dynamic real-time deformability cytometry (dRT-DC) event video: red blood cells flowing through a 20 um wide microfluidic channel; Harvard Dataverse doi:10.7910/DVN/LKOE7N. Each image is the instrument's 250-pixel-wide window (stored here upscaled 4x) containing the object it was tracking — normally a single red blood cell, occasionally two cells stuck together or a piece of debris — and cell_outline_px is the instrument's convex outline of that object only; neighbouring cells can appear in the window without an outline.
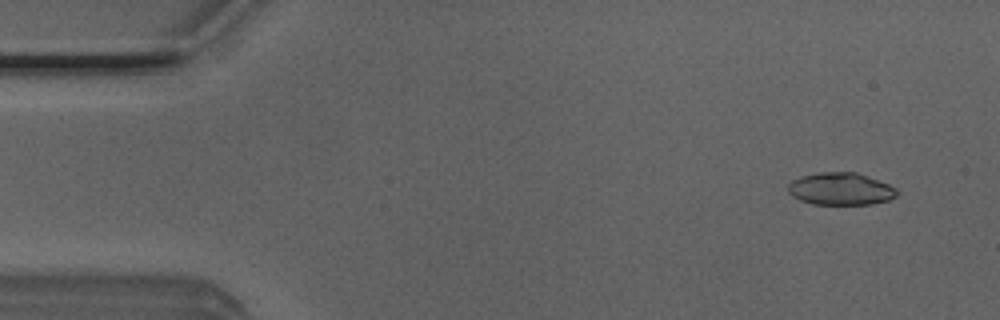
{"species": "Egyptian fruit bat (a non-hibernating species)", "species_latin": "Rousettus aegyptiacus", "temperature_condition": "room temperature", "stored_images_in_passage": 51, "camera_frame_rate_fps": 3000, "um_per_image_px": 0.085, "animal": {"sex": "male"}, "frame": {"image": 1, "passage_image": 4, "time_ms": 1.0, "image_size_px": [1000, 320], "cell_outline_px": [[900, 192], [896, 196], [888, 200], [872, 204], [812, 204], [800, 200], [792, 196], [788, 192], [788, 184], [792, 180], [800, 176], [820, 172], [856, 172], [888, 184], [896, 188]], "centroid_in_image_um": [71.44, 16.06], "position_along_channel_um": 13.6, "area_um2": 20.58}}
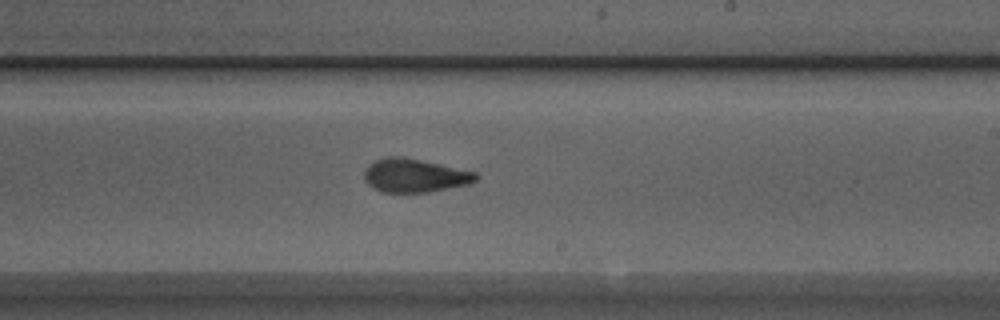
{"frame": {"image": 2, "passage_image": 30, "time_ms": 9.667, "image_size_px": [1000, 320], "cell_outline_px": [[480, 176], [472, 184], [428, 192], [380, 192], [372, 188], [364, 180], [364, 172], [368, 164], [376, 160], [388, 156], [400, 156], [476, 172]], "centroid_in_image_um": [35.24, 14.93], "position_along_channel_um": 253.8, "area_um2": 21.85}}
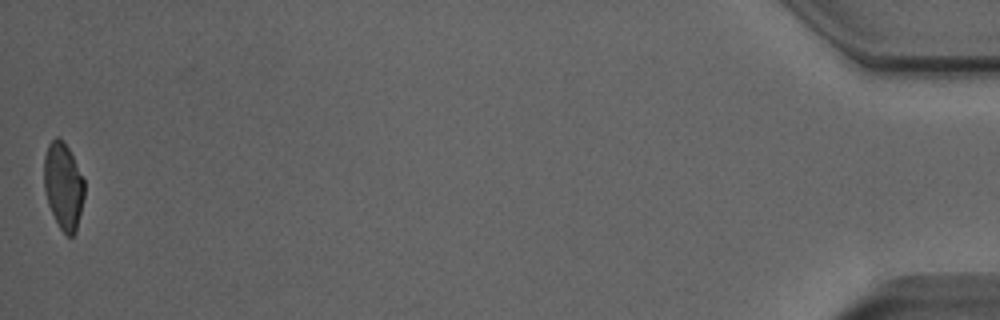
{"frame": {"image": 3, "passage_image": 51, "time_ms": 16.667, "image_size_px": [1000, 320], "cell_outline_px": [[84, 196], [76, 232], [72, 236], [68, 236], [60, 228], [48, 204], [44, 188], [44, 156], [48, 144], [56, 136], [60, 136], [68, 148], [84, 180]], "centroid_in_image_um": [5.38, 15.78], "position_along_channel_um": 429.8, "area_um2": 20.23}, "authors_computed_cell_mechanics": {"area_um2": 21.5594, "velocity_mm_per_s": 3.9978, "shape_relaxation_time_tau1_ms": 4.5715, "shape_relaxation_time_tau2_ms": 1.3788, "deformation_change_tau1": 0.1624, "deformation_change_tau2": 0.0925}}